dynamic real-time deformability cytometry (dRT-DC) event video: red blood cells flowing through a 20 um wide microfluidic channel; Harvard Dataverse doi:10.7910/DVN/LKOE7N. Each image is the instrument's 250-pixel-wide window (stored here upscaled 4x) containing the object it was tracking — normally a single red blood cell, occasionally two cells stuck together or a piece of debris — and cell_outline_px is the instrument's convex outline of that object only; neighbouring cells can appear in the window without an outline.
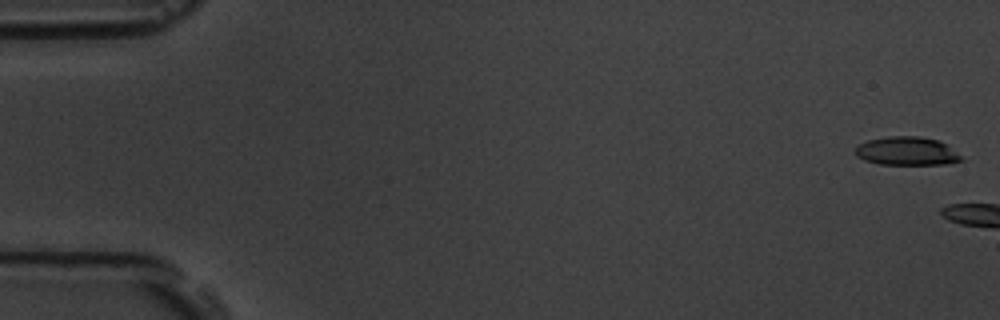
{"species": "common noctule bat (a hibernating species)", "species_latin": "Nyctalus noctula", "temperature_condition": "room temperature", "stored_images_in_passage": 3, "camera_frame_rate_fps": 3000, "um_per_image_px": 0.085, "animal": {"sex": "male", "body_mass_g": 19.5, "forearm_length_mm": 54.6}, "frame": {"image": 1, "passage_image": 1, "time_ms": 0.0, "image_size_px": [1000, 320], "cell_outline_px": [[964, 160], [948, 164], [880, 164], [864, 160], [856, 156], [856, 144], [868, 140], [888, 136], [920, 136], [940, 140], [948, 144]], "centroid_in_image_um": [77.09, 12.83], "position_along_channel_um": 7.9, "area_um2": 17.74}}